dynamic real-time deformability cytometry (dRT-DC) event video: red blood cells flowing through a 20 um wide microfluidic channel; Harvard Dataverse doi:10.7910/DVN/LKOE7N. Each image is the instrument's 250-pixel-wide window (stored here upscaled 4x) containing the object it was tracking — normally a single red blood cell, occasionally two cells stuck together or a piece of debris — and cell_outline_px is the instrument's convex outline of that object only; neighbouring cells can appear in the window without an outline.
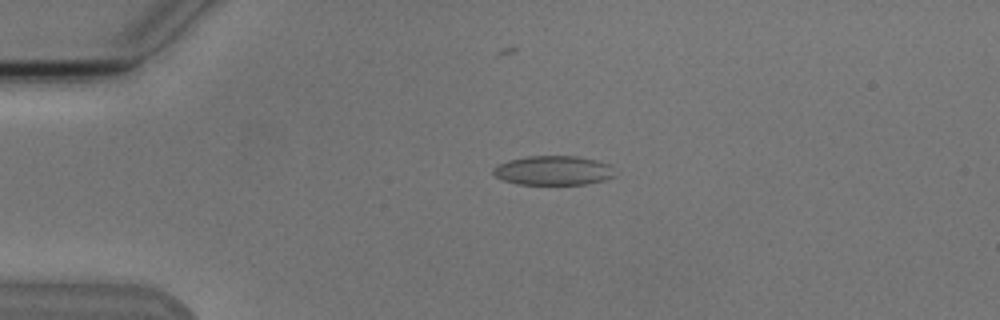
{"species": "Egyptian fruit bat (a non-hibernating species)", "species_latin": "Rousettus aegyptiacus", "temperature_condition": "cold", "stored_images_in_passage": 3, "camera_frame_rate_fps": 3000, "um_per_image_px": 0.085, "animal": {"sex": "male"}, "frame": {"image": 1, "passage_image": 2, "time_ms": 1.333, "image_size_px": [1000, 320], "cell_outline_px": [[612, 176], [604, 180], [588, 184], [516, 184], [504, 180], [496, 176], [492, 172], [492, 168], [508, 160], [528, 156], [576, 156], [596, 160], [608, 164]], "centroid_in_image_um": [46.97, 14.49], "position_along_channel_um": 38.0, "area_um2": 20.46}}